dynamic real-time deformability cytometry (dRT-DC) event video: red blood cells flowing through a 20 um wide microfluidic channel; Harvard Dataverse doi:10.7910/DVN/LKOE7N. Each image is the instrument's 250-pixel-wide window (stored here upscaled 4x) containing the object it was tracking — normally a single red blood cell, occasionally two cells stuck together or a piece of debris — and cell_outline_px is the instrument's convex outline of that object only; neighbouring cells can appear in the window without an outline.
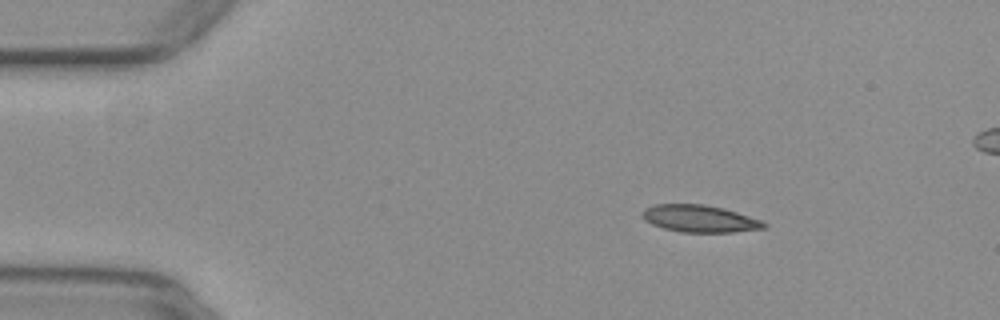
{"species": "common noctule bat (a hibernating species)", "species_latin": "Nyctalus noctula", "temperature_condition": "warm", "stored_images_in_passage": 4, "camera_frame_rate_fps": 3000, "um_per_image_px": 0.085, "animal": {"sex": "female", "body_mass_g": 29.2, "forearm_length_mm": 56.3}, "frame": {"image": 1, "passage_image": 1, "time_ms": 0.0, "image_size_px": [1000, 320], "cell_outline_px": [[768, 228], [732, 232], [680, 232], [664, 228], [652, 224], [644, 220], [644, 208], [656, 204], [704, 204], [724, 208], [764, 220], [768, 224]], "centroid_in_image_um": [59.55, 18.58], "position_along_channel_um": 25.4, "area_um2": 19.36}}